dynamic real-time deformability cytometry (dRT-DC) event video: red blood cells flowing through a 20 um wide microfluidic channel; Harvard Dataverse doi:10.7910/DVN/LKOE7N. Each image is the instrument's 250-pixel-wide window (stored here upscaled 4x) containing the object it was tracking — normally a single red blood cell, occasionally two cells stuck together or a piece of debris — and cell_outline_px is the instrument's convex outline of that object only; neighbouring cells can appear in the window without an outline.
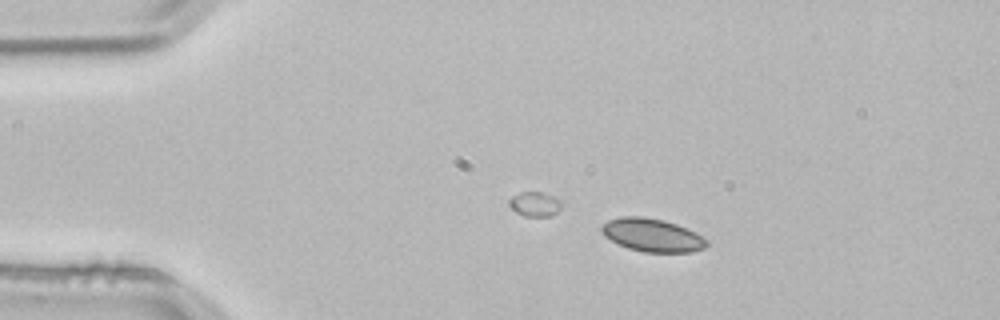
{"species": "common noctule bat (a hibernating species)", "species_latin": "Nyctalus noctula", "temperature_condition": "room temperature", "stored_images_in_passage": 2, "camera_frame_rate_fps": 3000, "um_per_image_px": 0.085, "animal": {"sex": "male", "body_mass_g": 21.5, "forearm_length_mm": 52.0}, "frame": {"image": 1, "passage_image": 1, "time_ms": 0.0, "image_size_px": [1000, 320], "cell_outline_px": [[708, 244], [704, 248], [692, 252], [644, 252], [628, 248], [616, 244], [604, 236], [600, 232], [600, 228], [608, 220], [624, 216], [644, 216], [664, 220], [676, 224], [708, 240]], "centroid_in_image_um": [55.38, 19.99], "position_along_channel_um": 29.6, "area_um2": 20.23}}